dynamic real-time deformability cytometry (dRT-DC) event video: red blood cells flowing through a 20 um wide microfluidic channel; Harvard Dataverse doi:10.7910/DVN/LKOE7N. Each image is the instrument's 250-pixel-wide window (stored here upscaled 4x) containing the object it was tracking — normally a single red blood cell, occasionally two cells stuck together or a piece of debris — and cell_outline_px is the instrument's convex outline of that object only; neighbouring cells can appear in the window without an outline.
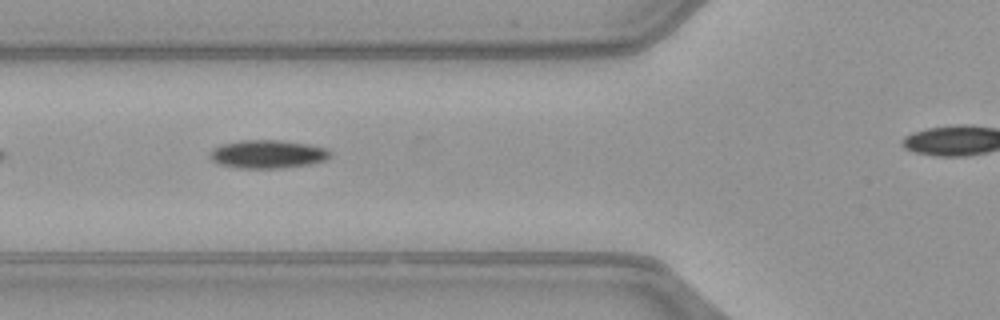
{"species": "common noctule bat (a hibernating species)", "species_latin": "Nyctalus noctula", "temperature_condition": "warm", "stored_images_in_passage": 11, "camera_frame_rate_fps": 3000, "um_per_image_px": 0.085, "animal": {"sex": "female", "body_mass_g": 21.9}, "frame": {"image": 1, "passage_image": 4, "time_ms": 1.0, "image_size_px": [1000, 320], "cell_outline_px": [[332, 156], [324, 160], [308, 164], [280, 168], [240, 168], [220, 164], [212, 160], [208, 156], [208, 152], [212, 148], [224, 144], [240, 140], [280, 140], [308, 144], [324, 148], [332, 152]], "centroid_in_image_um": [22.72, 13.09], "position_along_channel_um": 103.1, "area_um2": 19.77}}